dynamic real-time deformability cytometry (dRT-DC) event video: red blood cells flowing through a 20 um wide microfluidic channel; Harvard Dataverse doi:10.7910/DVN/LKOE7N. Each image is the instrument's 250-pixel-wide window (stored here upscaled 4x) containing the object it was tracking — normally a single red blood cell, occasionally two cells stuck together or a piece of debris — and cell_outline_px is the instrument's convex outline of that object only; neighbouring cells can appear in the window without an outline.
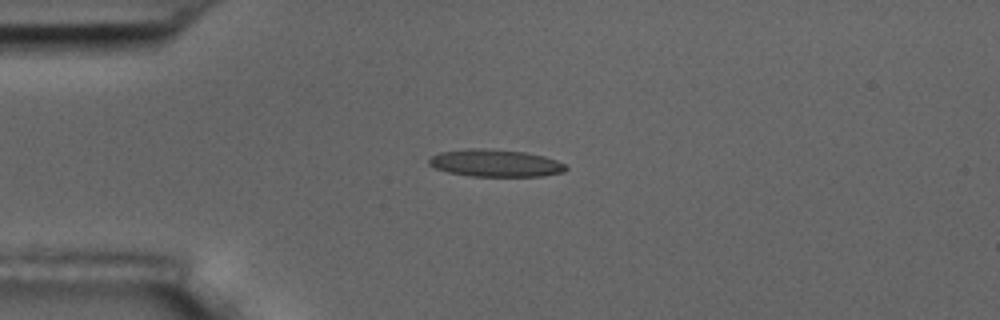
{"species": "common noctule bat (a hibernating species)", "species_latin": "Nyctalus noctula", "temperature_condition": "room temperature", "stored_images_in_passage": 5, "camera_frame_rate_fps": 3000, "um_per_image_px": 0.085, "animal": {"sex": "male", "body_mass_g": 17.5, "forearm_length_mm": 52.3}, "frame": {"image": 1, "passage_image": 3, "time_ms": 2.333, "image_size_px": [1000, 320], "cell_outline_px": [[568, 168], [564, 172], [544, 176], [468, 176], [448, 172], [436, 168], [428, 164], [428, 160], [432, 156], [440, 152], [468, 148], [484, 148], [524, 152], [544, 156], [556, 160], [564, 164]], "centroid_in_image_um": [42.1, 13.86], "position_along_channel_um": 42.9, "area_um2": 21.79}}